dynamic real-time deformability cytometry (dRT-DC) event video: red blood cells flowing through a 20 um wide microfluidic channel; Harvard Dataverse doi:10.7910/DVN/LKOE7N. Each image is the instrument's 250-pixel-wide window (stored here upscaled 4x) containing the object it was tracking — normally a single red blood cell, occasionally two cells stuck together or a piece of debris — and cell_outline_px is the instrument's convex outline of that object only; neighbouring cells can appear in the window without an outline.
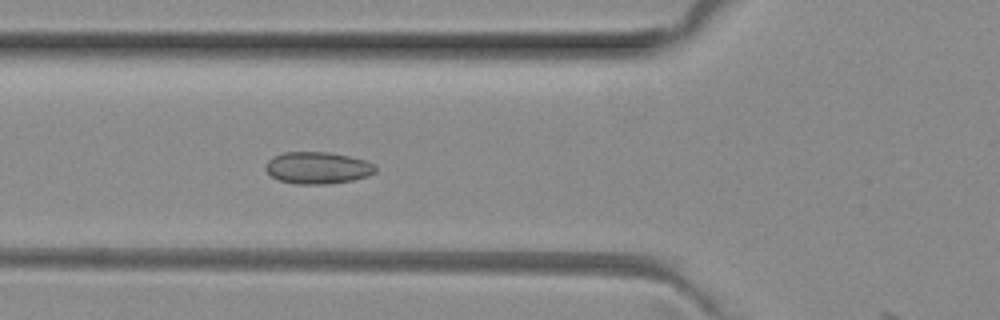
{"species": "common noctule bat (a hibernating species)", "species_latin": "Nyctalus noctula", "temperature_condition": "room temperature", "stored_images_in_passage": 14, "camera_frame_rate_fps": 3000, "um_per_image_px": 0.085, "animal": {"sex": "female", "body_mass_g": 29.2, "forearm_length_mm": 56.3}, "frame": {"image": 1, "passage_image": 13, "time_ms": 4.0, "image_size_px": [1000, 320], "cell_outline_px": [[376, 172], [368, 176], [352, 180], [332, 184], [296, 184], [280, 180], [272, 176], [264, 168], [268, 160], [272, 156], [284, 152], [328, 152], [348, 156], [364, 160], [376, 164]], "centroid_in_image_um": [27.01, 14.27], "position_along_channel_um": 98.8, "area_um2": 20.52}}